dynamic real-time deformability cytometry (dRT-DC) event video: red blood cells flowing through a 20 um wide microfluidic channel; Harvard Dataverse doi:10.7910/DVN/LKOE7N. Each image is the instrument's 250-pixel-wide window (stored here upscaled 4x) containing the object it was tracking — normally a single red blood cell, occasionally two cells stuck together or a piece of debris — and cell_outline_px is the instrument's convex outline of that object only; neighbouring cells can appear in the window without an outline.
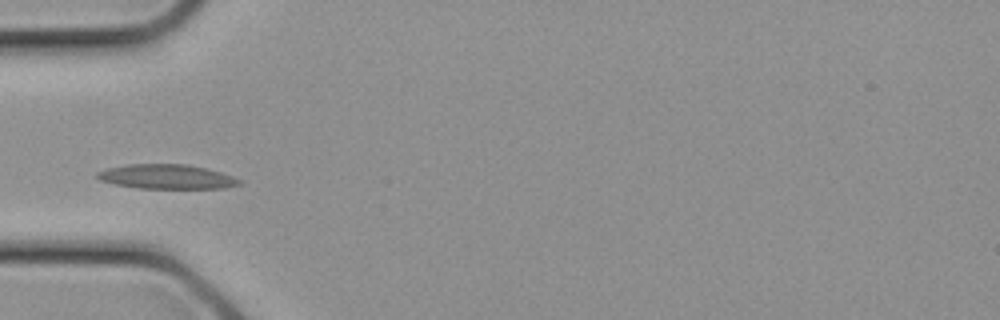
{"species": "common noctule bat (a hibernating species)", "species_latin": "Nyctalus noctula", "temperature_condition": "cold", "stored_images_in_passage": 26, "camera_frame_rate_fps": 3000, "um_per_image_px": 0.085, "animal": {"sex": "female", "body_mass_g": 21.9}, "frame": {"image": 1, "passage_image": 7, "time_ms": 2.0, "image_size_px": [1000, 320], "cell_outline_px": [[244, 184], [224, 188], [140, 188], [116, 184], [100, 180], [96, 176], [96, 172], [108, 168], [128, 164], [188, 164], [220, 172], [244, 180]], "centroid_in_image_um": [14.22, 15.02], "position_along_channel_um": 70.8, "area_um2": 20.23}}
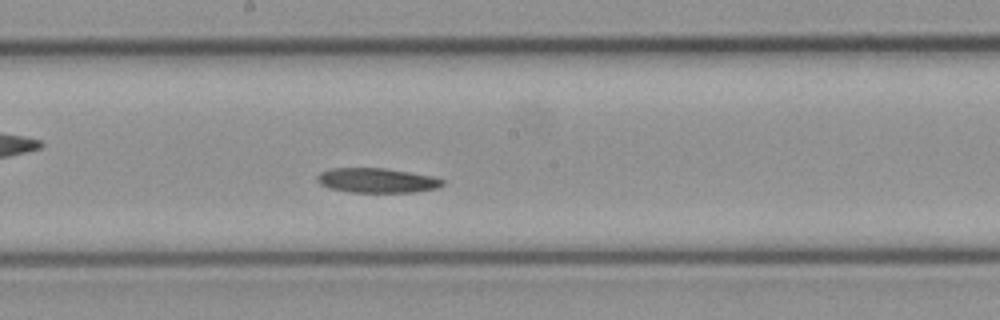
{"frame": {"image": 2, "passage_image": 13, "time_ms": 4.0, "image_size_px": [1000, 320], "cell_outline_px": [[444, 184], [440, 188], [416, 192], [352, 192], [328, 188], [320, 184], [316, 180], [316, 176], [320, 172], [332, 168], [384, 168], [432, 176], [444, 180]], "centroid_in_image_um": [32.04, 15.34], "position_along_channel_um": 216.2, "area_um2": 18.09}}
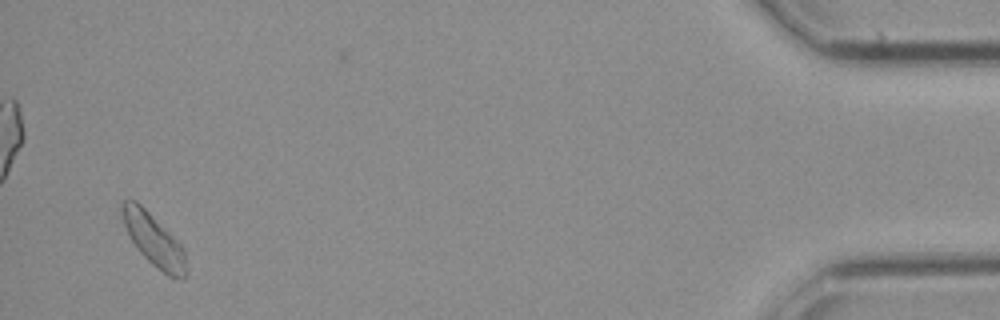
{"frame": {"image": 3, "passage_image": 25, "time_ms": 8.0, "image_size_px": [1000, 320], "cell_outline_px": [[188, 276], [184, 280], [168, 276], [152, 264], [140, 252], [132, 240], [124, 224], [120, 212], [120, 204], [124, 200], [136, 200], [184, 248], [188, 272]], "centroid_in_image_um": [13.09, 20.44], "position_along_channel_um": 422.1, "area_um2": 19.31}}